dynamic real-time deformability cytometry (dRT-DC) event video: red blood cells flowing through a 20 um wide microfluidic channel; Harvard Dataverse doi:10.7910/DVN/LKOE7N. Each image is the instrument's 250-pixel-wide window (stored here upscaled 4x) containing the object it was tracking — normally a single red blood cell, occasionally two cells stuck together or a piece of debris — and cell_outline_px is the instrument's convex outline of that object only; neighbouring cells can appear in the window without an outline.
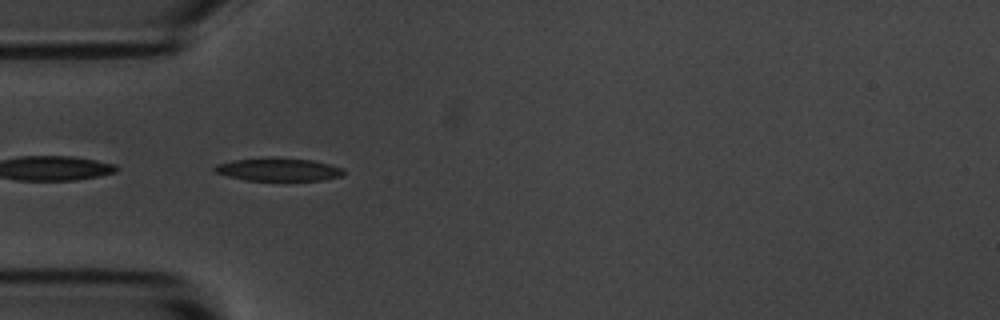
{"species": "common noctule bat (a hibernating species)", "species_latin": "Nyctalus noctula", "temperature_condition": "room temperature", "stored_images_in_passage": 4, "camera_frame_rate_fps": 3000, "um_per_image_px": 0.085, "animal": {"sex": "male", "body_mass_g": 20.1, "forearm_length_mm": 53.5}, "frame": {"image": 1, "passage_image": 3, "time_ms": 2.333, "image_size_px": [1000, 320], "cell_outline_px": [[344, 176], [324, 180], [244, 180], [228, 176], [216, 172], [212, 168], [216, 164], [232, 160], [312, 160], [344, 168]], "centroid_in_image_um": [23.7, 14.45], "position_along_channel_um": 61.3, "area_um2": 16.42}}